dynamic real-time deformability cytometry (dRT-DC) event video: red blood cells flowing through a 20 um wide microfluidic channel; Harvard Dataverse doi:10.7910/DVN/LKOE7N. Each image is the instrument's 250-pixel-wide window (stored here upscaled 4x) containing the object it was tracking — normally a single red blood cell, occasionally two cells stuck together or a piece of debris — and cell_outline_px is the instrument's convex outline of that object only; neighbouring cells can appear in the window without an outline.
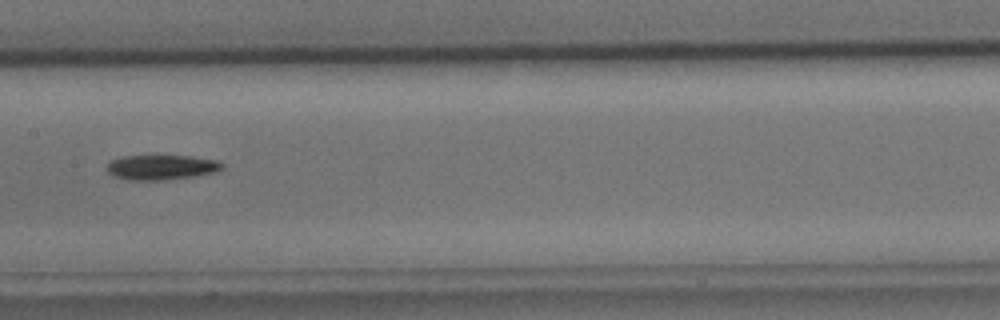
{"species": "common noctule bat (a hibernating species)", "species_latin": "Nyctalus noctula", "temperature_condition": "cold", "stored_images_in_passage": 11, "segment_of_instrument_passage": [2, 2], "camera_frame_rate_fps": 3000, "um_per_image_px": 0.085, "animal": {"sex": "male", "body_mass_g": 15.6}, "frame": {"image": 1, "passage_image": 8, "time_ms": 9.0, "image_size_px": [1000, 320], "cell_outline_px": [[224, 168], [216, 172], [192, 176], [164, 180], [128, 180], [116, 176], [108, 172], [104, 168], [112, 160], [124, 156], [192, 156], [216, 160], [224, 164]], "centroid_in_image_um": [13.73, 14.22], "position_along_channel_um": 193.7, "area_um2": 16.65}}
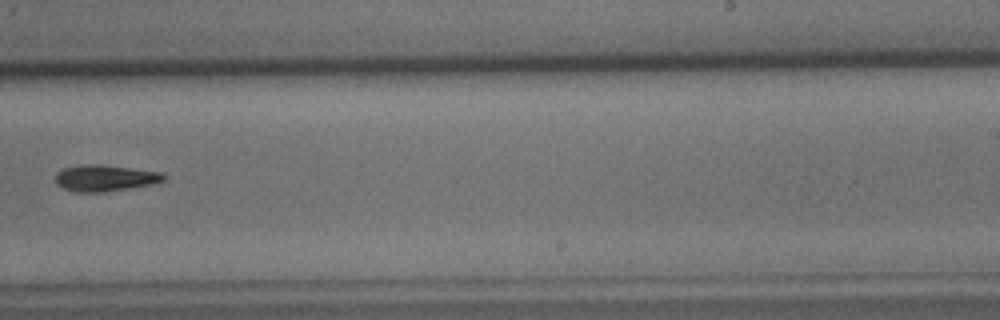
{"frame": {"image": 2, "passage_image": 10, "time_ms": 11.333, "image_size_px": [1000, 320], "cell_outline_px": [[168, 176], [164, 180], [152, 184], [104, 192], [76, 192], [64, 188], [56, 184], [56, 172], [64, 168], [84, 164], [100, 164], [164, 172]], "centroid_in_image_um": [8.95, 15.12], "position_along_channel_um": 280.0, "area_um2": 16.7}}
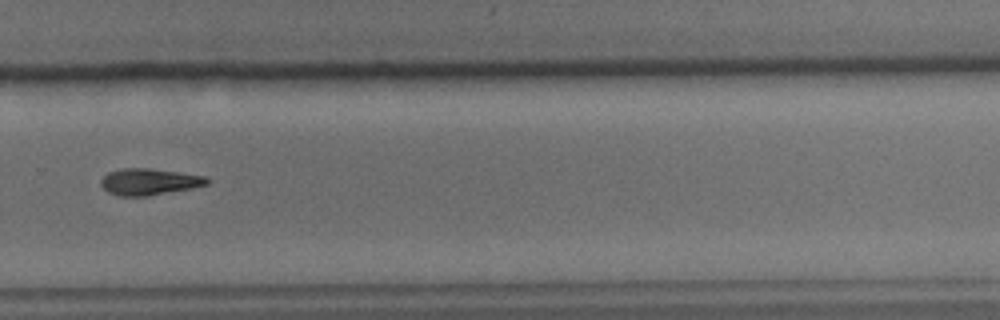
{"frame": {"image": 3, "passage_image": 11, "time_ms": 12.333, "image_size_px": [1000, 320], "cell_outline_px": [[212, 180], [208, 184], [192, 188], [144, 196], [120, 196], [108, 192], [100, 184], [100, 180], [108, 172], [124, 168], [148, 168], [204, 176]], "centroid_in_image_um": [12.67, 15.45], "position_along_channel_um": 317.1, "area_um2": 16.18}}